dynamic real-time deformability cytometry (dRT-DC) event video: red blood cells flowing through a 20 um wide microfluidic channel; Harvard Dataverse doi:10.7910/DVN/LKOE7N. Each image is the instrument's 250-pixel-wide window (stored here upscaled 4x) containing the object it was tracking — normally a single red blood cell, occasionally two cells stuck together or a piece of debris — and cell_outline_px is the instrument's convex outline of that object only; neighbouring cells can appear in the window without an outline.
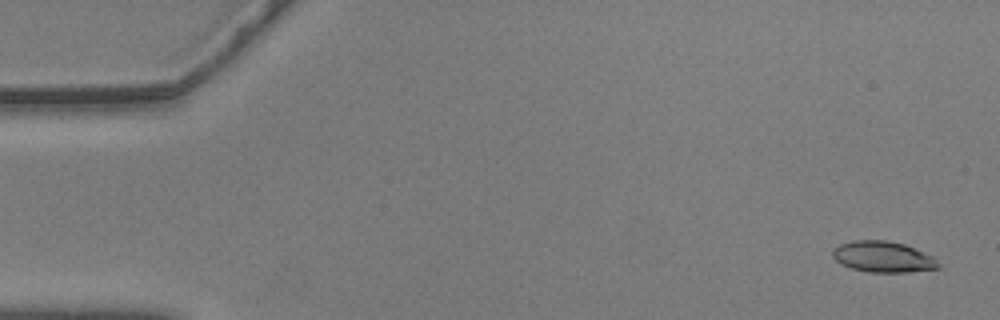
{"species": "common noctule bat (a hibernating species)", "species_latin": "Nyctalus noctula", "temperature_condition": "warm", "stored_images_in_passage": 58, "camera_frame_rate_fps": 3000, "um_per_image_px": 0.085, "animal": {"sex": "male", "body_mass_g": 20.5, "forearm_length_mm": 52.5}, "frame": {"image": 1, "passage_image": 3, "time_ms": 0.667, "image_size_px": [1000, 320], "cell_outline_px": [[940, 268], [908, 272], [868, 272], [852, 268], [840, 264], [832, 256], [832, 252], [840, 244], [852, 240], [888, 240], [904, 244], [936, 256], [940, 264]], "centroid_in_image_um": [75.11, 21.83], "position_along_channel_um": 9.9, "area_um2": 19.31}}
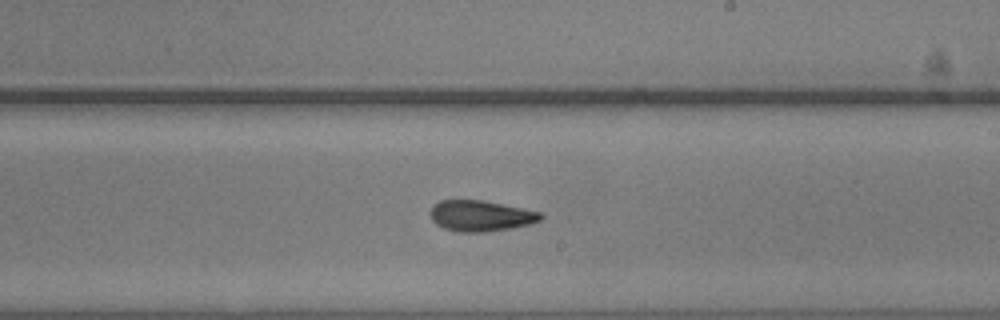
{"frame": {"image": 2, "passage_image": 34, "time_ms": 11.0, "image_size_px": [1000, 320], "cell_outline_px": [[544, 216], [540, 220], [532, 224], [512, 228], [484, 232], [456, 232], [444, 228], [436, 224], [432, 220], [432, 208], [440, 200], [480, 200], [524, 208], [544, 212]], "centroid_in_image_um": [40.93, 18.35], "position_along_channel_um": 248.1, "area_um2": 19.88}}
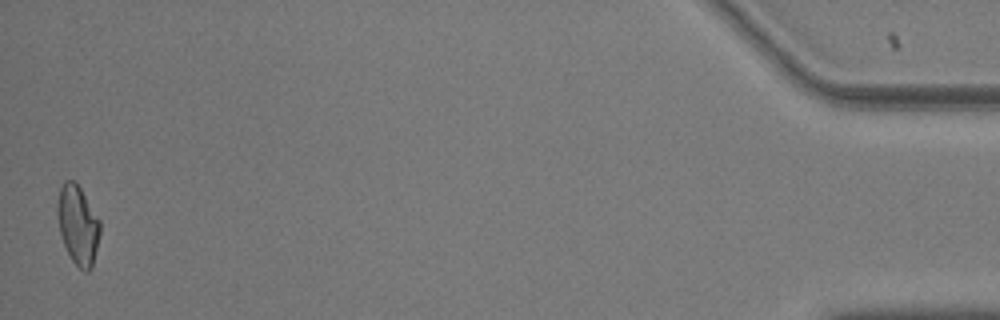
{"frame": {"image": 3, "passage_image": 57, "time_ms": 18.667, "image_size_px": [1000, 320], "cell_outline_px": [[100, 232], [92, 268], [88, 272], [84, 272], [72, 260], [64, 244], [60, 232], [56, 216], [56, 204], [60, 188], [64, 180], [72, 180], [80, 188], [100, 220]], "centroid_in_image_um": [6.6, 19.12], "position_along_channel_um": 428.6, "area_um2": 19.59}, "authors_computed_cell_mechanics": {"area_um2": 19.8254, "velocity_mm_per_s": 3.5753, "shape_relaxation_time_tau1_ms": 6.829, "shape_relaxation_time_tau2_ms": 2.6297, "deformation_change_tau1": 0.1981, "deformation_change_tau2": 0.0963}}